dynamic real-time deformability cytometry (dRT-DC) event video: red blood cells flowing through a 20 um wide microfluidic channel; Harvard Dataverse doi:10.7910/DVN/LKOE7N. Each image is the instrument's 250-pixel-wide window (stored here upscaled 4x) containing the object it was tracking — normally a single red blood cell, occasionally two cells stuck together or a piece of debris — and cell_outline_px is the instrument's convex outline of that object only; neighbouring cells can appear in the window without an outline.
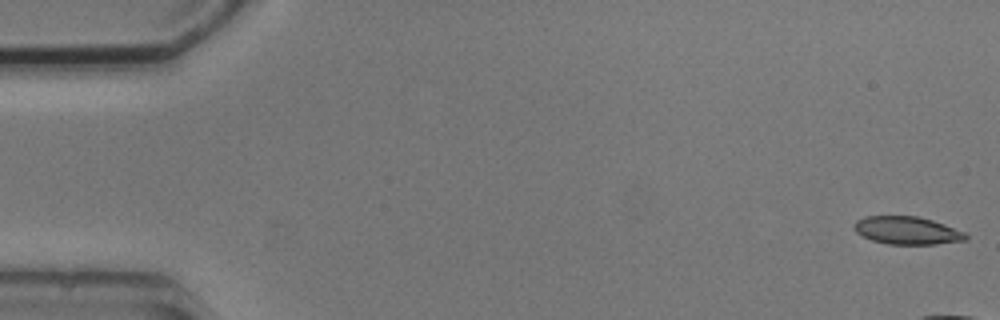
{"species": "common noctule bat (a hibernating species)", "species_latin": "Nyctalus noctula", "temperature_condition": "cold", "stored_images_in_passage": 5, "camera_frame_rate_fps": 3000, "um_per_image_px": 0.085, "animal": {"sex": "male", "body_mass_g": 20.5, "forearm_length_mm": 52.5}, "frame": {"image": 1, "passage_image": 1, "time_ms": 0.0, "image_size_px": [1000, 320], "cell_outline_px": [[968, 240], [936, 244], [888, 244], [872, 240], [856, 232], [852, 224], [856, 220], [864, 216], [916, 216], [932, 220], [944, 224], [964, 232], [968, 236]], "centroid_in_image_um": [77.09, 19.59], "position_along_channel_um": 7.9, "area_um2": 18.09}}